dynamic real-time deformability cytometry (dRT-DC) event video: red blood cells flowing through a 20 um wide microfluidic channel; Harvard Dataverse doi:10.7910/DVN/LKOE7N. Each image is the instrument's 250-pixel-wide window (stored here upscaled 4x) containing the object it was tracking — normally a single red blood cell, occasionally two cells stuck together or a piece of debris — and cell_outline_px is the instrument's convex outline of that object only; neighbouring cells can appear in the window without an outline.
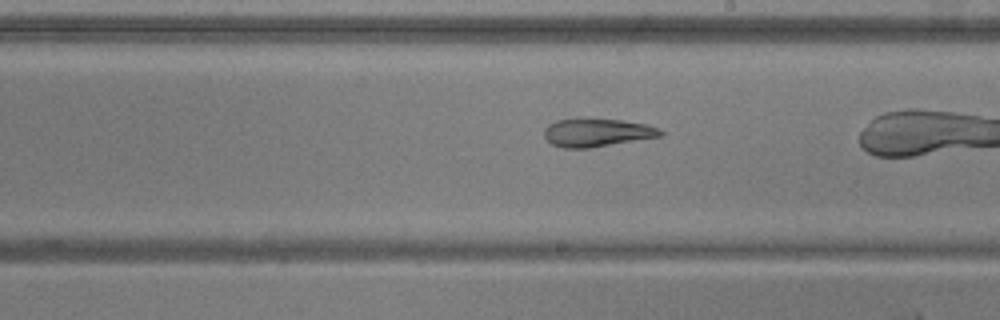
{"species": "common noctule bat (a hibernating species)", "species_latin": "Nyctalus noctula", "temperature_condition": "warm", "stored_images_in_passage": 38, "camera_frame_rate_fps": 3000, "um_per_image_px": 0.085, "animal": {"sex": "male", "body_mass_g": 20.5, "forearm_length_mm": 52.5}, "frame": {"image": 1, "passage_image": 27, "time_ms": 8.667, "image_size_px": [1000, 320], "cell_outline_px": [[664, 136], [588, 148], [564, 148], [552, 144], [544, 136], [544, 128], [548, 124], [556, 120], [620, 120], [648, 124], [660, 128], [664, 132]], "centroid_in_image_um": [50.8, 11.29], "position_along_channel_um": 238.2, "area_um2": 18.84}}